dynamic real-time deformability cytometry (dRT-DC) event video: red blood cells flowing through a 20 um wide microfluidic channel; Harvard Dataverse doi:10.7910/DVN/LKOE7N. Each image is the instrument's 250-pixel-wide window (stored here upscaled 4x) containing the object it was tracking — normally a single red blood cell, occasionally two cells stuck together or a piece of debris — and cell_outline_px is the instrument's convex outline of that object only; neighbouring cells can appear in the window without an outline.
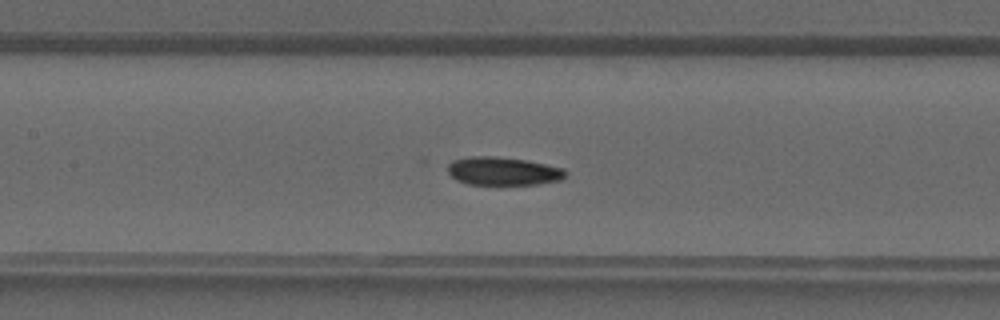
{"species": "common noctule bat (a hibernating species)", "species_latin": "Nyctalus noctula", "temperature_condition": "warm", "stored_images_in_passage": 43, "camera_frame_rate_fps": 3000, "um_per_image_px": 0.085, "animal": {"sex": "male", "forearm_length_mm": 52.5}, "frame": {"image": 1, "passage_image": 21, "time_ms": 6.667, "image_size_px": [1000, 320], "cell_outline_px": [[568, 172], [560, 180], [540, 184], [468, 184], [456, 180], [448, 172], [448, 164], [452, 160], [468, 156], [496, 156], [528, 160], [564, 168]], "centroid_in_image_um": [42.76, 14.53], "position_along_channel_um": 164.6, "area_um2": 19.54}}
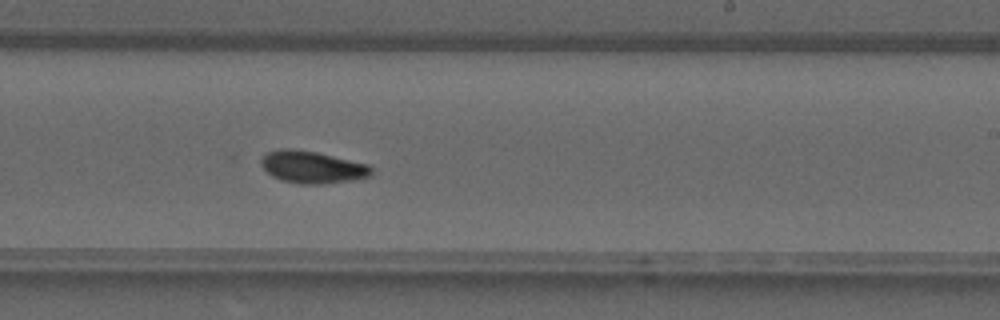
{"frame": {"image": 2, "passage_image": 27, "time_ms": 8.667, "image_size_px": [1000, 320], "cell_outline_px": [[372, 176], [348, 180], [320, 184], [300, 184], [284, 180], [272, 176], [260, 164], [260, 160], [268, 152], [284, 148], [288, 148], [316, 152], [368, 164], [372, 168]], "centroid_in_image_um": [26.54, 14.2], "position_along_channel_um": 262.5, "area_um2": 20.35}}
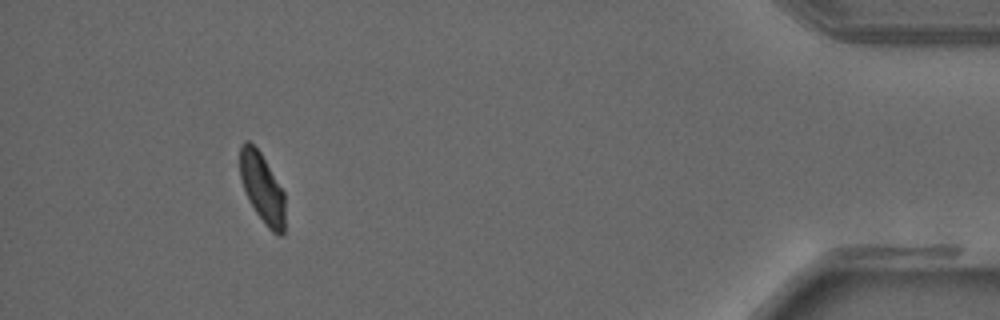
{"frame": {"image": 3, "passage_image": 40, "time_ms": 13.0, "image_size_px": [1000, 320], "cell_outline_px": [[284, 232], [280, 236], [272, 232], [268, 228], [256, 212], [248, 200], [244, 192], [240, 176], [240, 144], [244, 140], [248, 140], [260, 152], [284, 192]], "centroid_in_image_um": [22.26, 15.98], "position_along_channel_um": 412.9, "area_um2": 18.26}}